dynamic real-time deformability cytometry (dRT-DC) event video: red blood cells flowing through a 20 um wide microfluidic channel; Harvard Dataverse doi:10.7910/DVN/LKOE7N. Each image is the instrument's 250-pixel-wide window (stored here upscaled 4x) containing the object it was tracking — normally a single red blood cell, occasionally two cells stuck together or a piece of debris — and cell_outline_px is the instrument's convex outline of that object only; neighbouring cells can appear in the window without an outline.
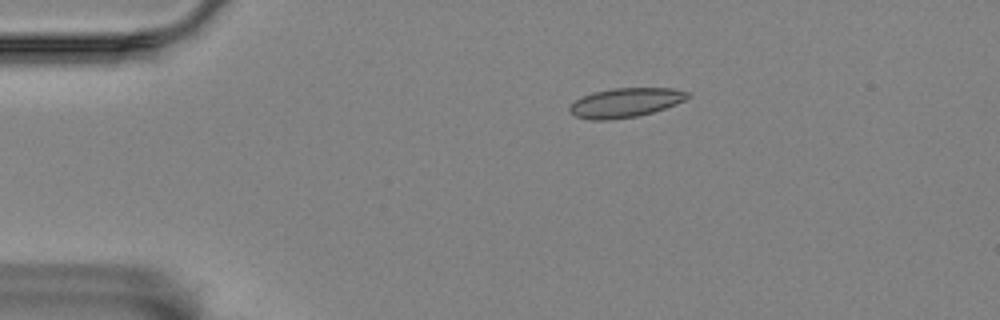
{"species": "Egyptian fruit bat (a non-hibernating species)", "species_latin": "Rousettus aegyptiacus", "temperature_condition": "room temperature", "stored_images_in_passage": 3, "camera_frame_rate_fps": 3000, "um_per_image_px": 0.085, "animal": {"sex": "female"}, "frame": {"image": 1, "passage_image": 3, "time_ms": 2.667, "image_size_px": [1000, 320], "cell_outline_px": [[692, 96], [676, 104], [652, 112], [636, 116], [608, 120], [592, 120], [576, 116], [568, 112], [568, 108], [576, 100], [592, 92], [612, 88], [672, 88], [688, 92]], "centroid_in_image_um": [53.16, 8.72], "position_along_channel_um": 31.8, "area_um2": 20.06}}